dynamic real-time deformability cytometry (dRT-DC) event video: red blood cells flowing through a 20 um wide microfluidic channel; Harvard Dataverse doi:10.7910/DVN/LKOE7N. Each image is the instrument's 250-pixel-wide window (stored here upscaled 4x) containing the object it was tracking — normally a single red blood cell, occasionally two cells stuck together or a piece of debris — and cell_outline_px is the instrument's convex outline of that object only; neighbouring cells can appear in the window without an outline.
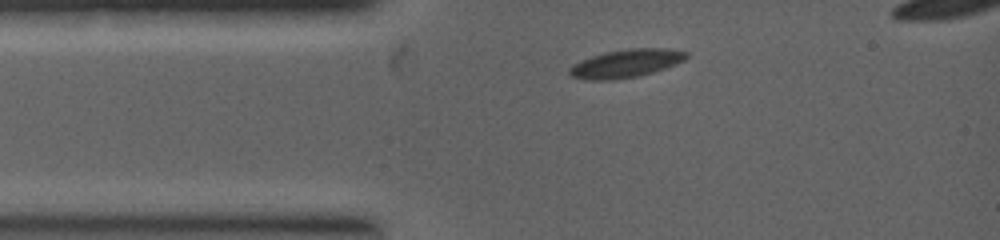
{"species": "common noctule bat (a hibernating species)", "species_latin": "Nyctalus noctula", "temperature_condition": "warm", "stored_images_in_passage": 4, "camera_frame_rate_fps": 5000, "um_per_image_px": 0.085, "animal": {"sex": "female", "body_mass_g": 19.0, "forearm_length_mm": 53.3}, "frame": {"image": 1, "passage_image": 1, "time_ms": 0.0, "image_size_px": [1000, 240], "cell_outline_px": [[688, 56], [684, 60], [664, 68], [652, 72], [636, 76], [608, 80], [588, 80], [572, 76], [568, 72], [576, 64], [592, 56], [604, 52], [628, 48], [664, 48], [688, 52]], "centroid_in_image_um": [53.24, 5.38], "position_along_channel_um": 31.8, "area_um2": 18.67}}